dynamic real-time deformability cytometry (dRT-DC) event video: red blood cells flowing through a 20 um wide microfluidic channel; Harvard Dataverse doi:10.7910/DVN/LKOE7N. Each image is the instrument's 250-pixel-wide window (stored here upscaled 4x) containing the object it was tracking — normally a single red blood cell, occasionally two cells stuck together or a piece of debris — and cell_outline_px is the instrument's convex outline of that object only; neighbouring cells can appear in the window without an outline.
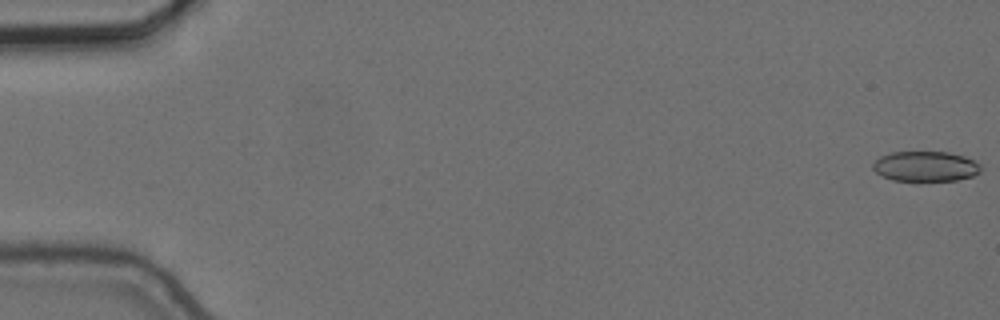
{"species": "common noctule bat (a hibernating species)", "species_latin": "Nyctalus noctula", "temperature_condition": "cold", "stored_images_in_passage": 35, "camera_frame_rate_fps": 3000, "um_per_image_px": 0.085, "animal": {"sex": "female", "body_mass_g": 24.6, "forearm_length_mm": 56.2}, "frame": {"image": 1, "passage_image": 1, "time_ms": 0.0, "image_size_px": [1000, 320], "cell_outline_px": [[980, 172], [972, 176], [956, 180], [892, 180], [876, 172], [872, 168], [872, 164], [880, 156], [892, 152], [948, 152], [964, 156], [980, 164]], "centroid_in_image_um": [78.66, 14.13], "position_along_channel_um": 6.3, "area_um2": 18.73}}
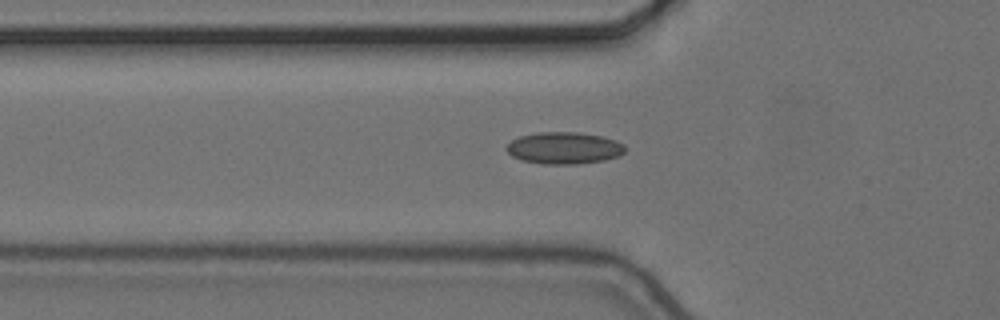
{"frame": {"image": 2, "passage_image": 20, "time_ms": 6.333, "image_size_px": [1000, 320], "cell_outline_px": [[628, 148], [620, 156], [604, 160], [576, 164], [544, 164], [520, 160], [512, 156], [504, 148], [512, 140], [520, 136], [536, 132], [576, 132], [600, 136], [616, 140], [624, 144]], "centroid_in_image_um": [47.96, 12.58], "position_along_channel_um": 77.8, "area_um2": 22.2}}
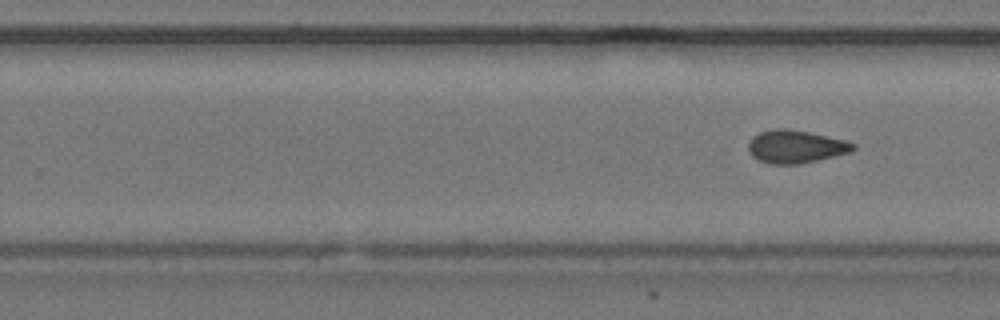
{"frame": {"image": 3, "passage_image": 35, "time_ms": 11.333, "image_size_px": [1000, 320], "cell_outline_px": [[856, 148], [848, 152], [800, 164], [768, 164], [756, 160], [748, 152], [748, 144], [752, 136], [760, 132], [776, 128], [788, 128], [808, 132], [844, 140], [856, 144]], "centroid_in_image_um": [67.56, 12.46], "position_along_channel_um": 262.2, "area_um2": 20.06}}